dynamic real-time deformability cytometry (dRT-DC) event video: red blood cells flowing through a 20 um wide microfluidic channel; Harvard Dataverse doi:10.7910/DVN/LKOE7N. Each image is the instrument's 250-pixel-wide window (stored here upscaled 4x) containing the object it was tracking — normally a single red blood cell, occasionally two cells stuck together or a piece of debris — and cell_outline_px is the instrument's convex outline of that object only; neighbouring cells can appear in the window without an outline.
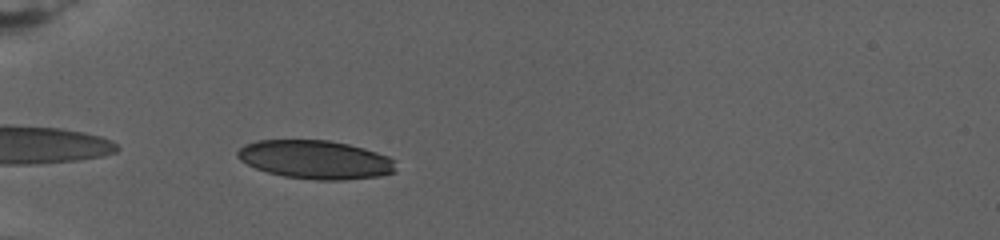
{"species": "human", "species_latin": "Homo sapiens", "temperature_condition": "warm", "stored_images_in_passage": 56, "camera_frame_rate_fps": 3000, "um_per_image_px": 0.085, "donor": {"sex": "female"}, "frame": {"image": 1, "passage_image": 2, "time_ms": 0.333, "image_size_px": [1000, 240], "cell_outline_px": [[396, 172], [380, 176], [344, 180], [316, 180], [284, 176], [268, 172], [256, 168], [240, 160], [236, 156], [236, 152], [244, 144], [256, 140], [328, 140], [348, 144], [364, 148], [388, 156], [396, 160]], "centroid_in_image_um": [26.83, 13.57], "position_along_channel_um": 58.2, "area_um2": 35.78}}
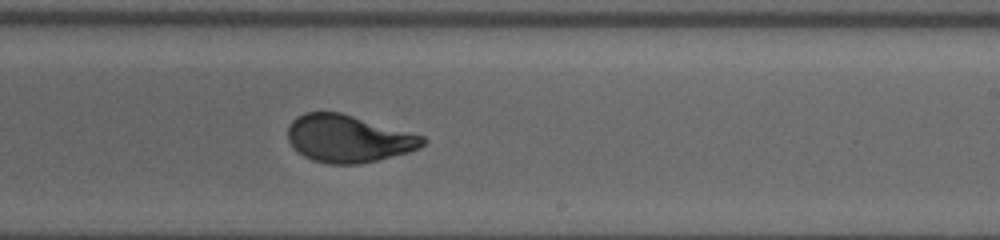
{"frame": {"image": 2, "passage_image": 27, "time_ms": 8.667, "image_size_px": [1000, 240], "cell_outline_px": [[428, 140], [420, 148], [408, 152], [380, 160], [360, 164], [328, 164], [312, 160], [304, 156], [292, 148], [288, 140], [288, 128], [292, 120], [296, 116], [304, 112], [340, 112], [424, 136]], "centroid_in_image_um": [29.59, 11.79], "position_along_channel_um": 259.4, "area_um2": 37.45}}
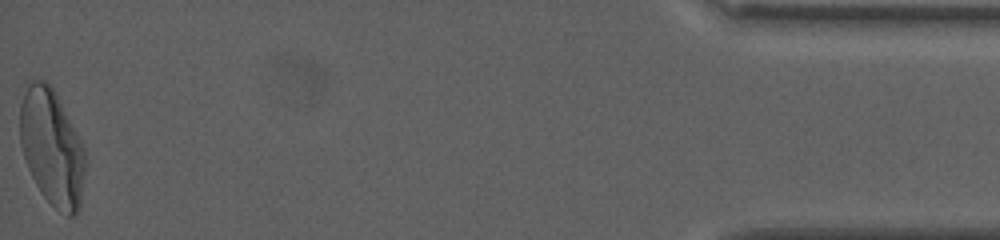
{"frame": {"image": 3, "passage_image": 56, "time_ms": 18.333, "image_size_px": [1000, 240], "cell_outline_px": [[84, 168], [80, 208], [76, 216], [68, 216], [56, 208], [40, 192], [28, 168], [20, 144], [20, 104], [24, 92], [28, 84], [32, 80], [44, 80], [52, 88], [80, 140], [84, 148]], "centroid_in_image_um": [4.39, 12.57], "position_along_channel_um": 430.8, "area_um2": 43.41}, "authors_computed_cell_mechanics": {"area_um2": 38.0613, "velocity_mm_per_s": 2.6143, "shape_relaxation_time_tau1_ms": 7.2061, "shape_relaxation_time_tau2_ms": null, "deformation_change_tau1": 0.2228, "deformation_change_tau2": null}}